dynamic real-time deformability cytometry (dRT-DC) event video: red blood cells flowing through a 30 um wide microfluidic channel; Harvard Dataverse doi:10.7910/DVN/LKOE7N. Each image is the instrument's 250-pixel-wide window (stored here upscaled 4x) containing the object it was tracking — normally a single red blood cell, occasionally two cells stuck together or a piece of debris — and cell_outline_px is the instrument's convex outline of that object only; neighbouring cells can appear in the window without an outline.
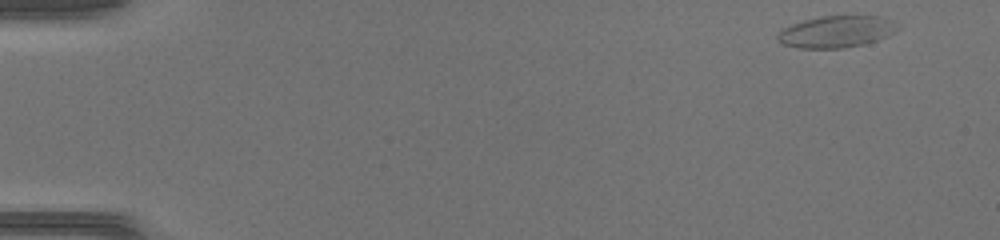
{"species": "common noctule bat (a hibernating species)", "species_latin": "Nyctalus noctula", "temperature_condition": "warm", "stored_images_in_passage": 45, "camera_frame_rate_fps": 3000, "um_per_image_px": 0.085, "animal": {"sex": "female", "body_mass_g": 17.0, "forearm_length_mm": 48.0}, "frame": {"image": 1, "passage_image": 1, "time_ms": 0.0, "image_size_px": [1000, 240], "cell_outline_px": [[900, 28], [876, 40], [860, 44], [840, 48], [800, 48], [784, 44], [776, 40], [776, 36], [784, 28], [792, 24], [804, 20], [824, 16], [880, 16]], "centroid_in_image_um": [71.01, 2.69], "position_along_channel_um": 14.0, "area_um2": 21.5}}
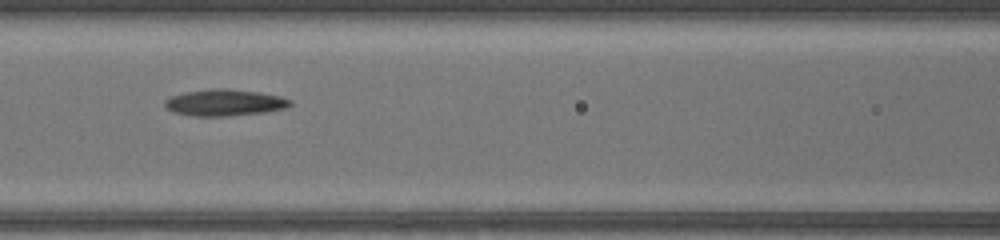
{"frame": {"image": 2, "passage_image": 20, "time_ms": 6.333, "image_size_px": [1000, 240], "cell_outline_px": [[292, 104], [284, 108], [264, 112], [228, 116], [192, 116], [172, 112], [164, 104], [164, 100], [168, 96], [184, 92], [212, 88], [228, 88], [256, 92], [280, 96], [292, 100]], "centroid_in_image_um": [19.04, 8.71], "position_along_channel_um": 147.6, "area_um2": 19.48}}
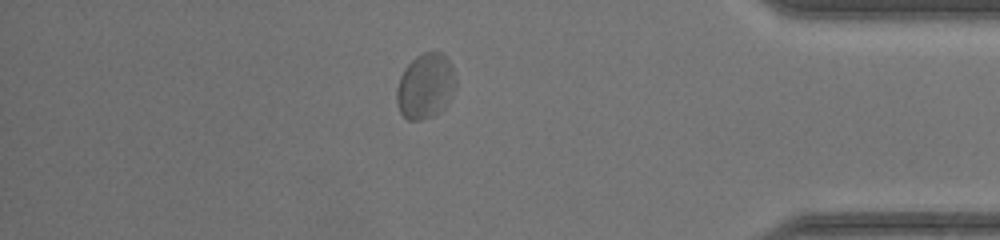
{"frame": {"image": 3, "passage_image": 39, "time_ms": 12.667, "image_size_px": [1000, 240], "cell_outline_px": [[456, 88], [452, 96], [444, 108], [440, 112], [432, 116], [420, 120], [408, 120], [400, 112], [396, 100], [396, 88], [400, 76], [404, 68], [416, 56], [424, 52], [440, 52], [448, 60], [452, 68], [456, 80]], "centroid_in_image_um": [36.16, 7.33], "position_along_channel_um": 399.0, "area_um2": 22.54}}